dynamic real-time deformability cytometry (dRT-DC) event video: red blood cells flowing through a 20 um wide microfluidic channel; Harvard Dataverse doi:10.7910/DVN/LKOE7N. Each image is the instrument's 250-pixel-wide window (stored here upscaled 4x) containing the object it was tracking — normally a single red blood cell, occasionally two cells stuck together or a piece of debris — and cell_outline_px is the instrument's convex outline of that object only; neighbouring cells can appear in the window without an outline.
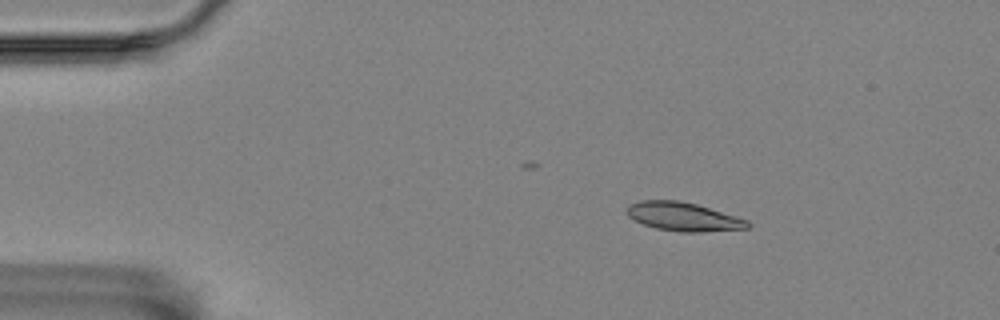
{"species": "Egyptian fruit bat (a non-hibernating species)", "species_latin": "Rousettus aegyptiacus", "temperature_condition": "room temperature", "stored_images_in_passage": 4, "camera_frame_rate_fps": 3000, "um_per_image_px": 0.085, "animal": {"sex": "female"}, "frame": {"image": 1, "passage_image": 2, "time_ms": 0.333, "image_size_px": [1000, 320], "cell_outline_px": [[752, 224], [748, 228], [704, 232], [680, 232], [656, 228], [644, 224], [628, 216], [628, 204], [640, 200], [676, 200], [696, 204], [748, 220]], "centroid_in_image_um": [58.1, 18.42], "position_along_channel_um": 26.9, "area_um2": 20.0}}